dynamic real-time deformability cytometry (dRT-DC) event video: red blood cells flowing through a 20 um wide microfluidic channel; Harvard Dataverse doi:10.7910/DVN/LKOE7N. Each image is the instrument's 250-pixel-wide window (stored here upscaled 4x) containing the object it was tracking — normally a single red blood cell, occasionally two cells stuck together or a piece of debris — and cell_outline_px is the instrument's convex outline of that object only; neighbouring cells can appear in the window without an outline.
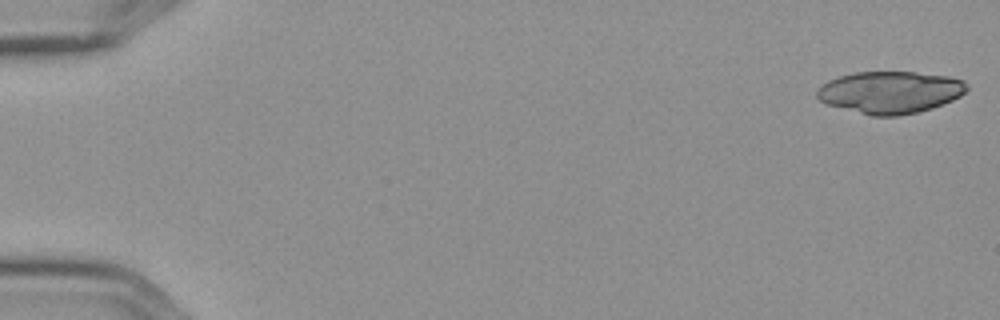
{"species": "Egyptian fruit bat (a non-hibernating species)", "species_latin": "Rousettus aegyptiacus", "temperature_condition": "cold", "stored_images_in_passage": 6, "camera_frame_rate_fps": 3000, "um_per_image_px": 0.085, "frame": {"image": 1, "passage_image": 1, "time_ms": 0.0, "image_size_px": [1000, 320], "cell_outline_px": [[968, 88], [960, 96], [952, 100], [932, 108], [916, 112], [896, 116], [872, 116], [824, 104], [816, 96], [816, 92], [820, 84], [828, 80], [840, 76], [856, 72], [916, 72], [948, 76], [964, 80], [968, 84]], "centroid_in_image_um": [75.63, 7.84], "position_along_channel_um": 9.4, "area_um2": 36.93}}